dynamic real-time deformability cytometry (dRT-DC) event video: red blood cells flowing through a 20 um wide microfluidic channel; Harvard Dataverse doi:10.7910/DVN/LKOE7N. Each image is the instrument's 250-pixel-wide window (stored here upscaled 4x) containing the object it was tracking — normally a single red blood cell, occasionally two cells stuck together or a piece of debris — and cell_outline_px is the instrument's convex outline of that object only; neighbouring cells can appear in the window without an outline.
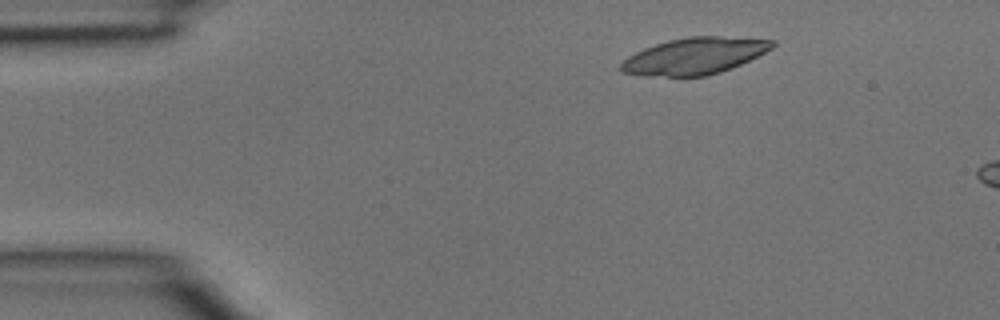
{"species": "common noctule bat (a hibernating species)", "species_latin": "Nyctalus noctula", "temperature_condition": "room temperature", "stored_images_in_passage": 4, "camera_frame_rate_fps": 3000, "um_per_image_px": 0.085, "animal": {"sex": "male", "body_mass_g": 15.6}, "frame": {"image": 1, "passage_image": 4, "time_ms": 1.0, "image_size_px": [1000, 320], "cell_outline_px": [[776, 44], [772, 48], [732, 68], [708, 76], [644, 76], [620, 72], [620, 64], [628, 56], [644, 48], [668, 40], [688, 36], [720, 36], [776, 40]], "centroid_in_image_um": [59.01, 4.76], "position_along_channel_um": 26.0, "area_um2": 32.25}}